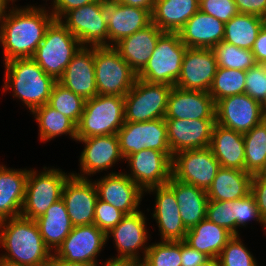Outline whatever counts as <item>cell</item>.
Wrapping results in <instances>:
<instances>
[{
    "label": "cell",
    "instance_id": "1",
    "mask_svg": "<svg viewBox=\"0 0 266 266\" xmlns=\"http://www.w3.org/2000/svg\"><path fill=\"white\" fill-rule=\"evenodd\" d=\"M54 20L53 14L45 6L27 5L8 9L7 15L0 21L4 62L15 58H32Z\"/></svg>",
    "mask_w": 266,
    "mask_h": 266
},
{
    "label": "cell",
    "instance_id": "2",
    "mask_svg": "<svg viewBox=\"0 0 266 266\" xmlns=\"http://www.w3.org/2000/svg\"><path fill=\"white\" fill-rule=\"evenodd\" d=\"M0 245V266H46L53 254L36 221L22 216L0 222Z\"/></svg>",
    "mask_w": 266,
    "mask_h": 266
},
{
    "label": "cell",
    "instance_id": "3",
    "mask_svg": "<svg viewBox=\"0 0 266 266\" xmlns=\"http://www.w3.org/2000/svg\"><path fill=\"white\" fill-rule=\"evenodd\" d=\"M4 64L6 72L3 92L12 89L13 97L20 99L30 112L49 102L57 81L32 58H15Z\"/></svg>",
    "mask_w": 266,
    "mask_h": 266
},
{
    "label": "cell",
    "instance_id": "4",
    "mask_svg": "<svg viewBox=\"0 0 266 266\" xmlns=\"http://www.w3.org/2000/svg\"><path fill=\"white\" fill-rule=\"evenodd\" d=\"M124 122V97L98 94L85 102L77 124V139L117 134Z\"/></svg>",
    "mask_w": 266,
    "mask_h": 266
},
{
    "label": "cell",
    "instance_id": "5",
    "mask_svg": "<svg viewBox=\"0 0 266 266\" xmlns=\"http://www.w3.org/2000/svg\"><path fill=\"white\" fill-rule=\"evenodd\" d=\"M81 47L80 41L59 20H54L47 28L32 59L58 81Z\"/></svg>",
    "mask_w": 266,
    "mask_h": 266
},
{
    "label": "cell",
    "instance_id": "6",
    "mask_svg": "<svg viewBox=\"0 0 266 266\" xmlns=\"http://www.w3.org/2000/svg\"><path fill=\"white\" fill-rule=\"evenodd\" d=\"M41 172L29 170L21 216L36 220L46 210L62 198V191L67 179L72 175L59 168L43 167Z\"/></svg>",
    "mask_w": 266,
    "mask_h": 266
},
{
    "label": "cell",
    "instance_id": "7",
    "mask_svg": "<svg viewBox=\"0 0 266 266\" xmlns=\"http://www.w3.org/2000/svg\"><path fill=\"white\" fill-rule=\"evenodd\" d=\"M186 50L178 33L164 32L137 78L147 83L175 86Z\"/></svg>",
    "mask_w": 266,
    "mask_h": 266
},
{
    "label": "cell",
    "instance_id": "8",
    "mask_svg": "<svg viewBox=\"0 0 266 266\" xmlns=\"http://www.w3.org/2000/svg\"><path fill=\"white\" fill-rule=\"evenodd\" d=\"M94 67L100 95L124 97L137 79V73L113 46H94Z\"/></svg>",
    "mask_w": 266,
    "mask_h": 266
},
{
    "label": "cell",
    "instance_id": "9",
    "mask_svg": "<svg viewBox=\"0 0 266 266\" xmlns=\"http://www.w3.org/2000/svg\"><path fill=\"white\" fill-rule=\"evenodd\" d=\"M173 86L136 79L124 96L125 122H146L164 118Z\"/></svg>",
    "mask_w": 266,
    "mask_h": 266
},
{
    "label": "cell",
    "instance_id": "10",
    "mask_svg": "<svg viewBox=\"0 0 266 266\" xmlns=\"http://www.w3.org/2000/svg\"><path fill=\"white\" fill-rule=\"evenodd\" d=\"M59 21L80 41L82 46H108L106 0L72 9Z\"/></svg>",
    "mask_w": 266,
    "mask_h": 266
},
{
    "label": "cell",
    "instance_id": "11",
    "mask_svg": "<svg viewBox=\"0 0 266 266\" xmlns=\"http://www.w3.org/2000/svg\"><path fill=\"white\" fill-rule=\"evenodd\" d=\"M220 168L210 147L179 151L172 157V177L205 191Z\"/></svg>",
    "mask_w": 266,
    "mask_h": 266
},
{
    "label": "cell",
    "instance_id": "12",
    "mask_svg": "<svg viewBox=\"0 0 266 266\" xmlns=\"http://www.w3.org/2000/svg\"><path fill=\"white\" fill-rule=\"evenodd\" d=\"M146 216L142 211L125 215L120 223L112 228L107 234V241L112 236L117 250V256L107 259L111 263H123L142 261L149 248L147 244L148 231L146 226ZM139 250L143 253L140 258Z\"/></svg>",
    "mask_w": 266,
    "mask_h": 266
},
{
    "label": "cell",
    "instance_id": "13",
    "mask_svg": "<svg viewBox=\"0 0 266 266\" xmlns=\"http://www.w3.org/2000/svg\"><path fill=\"white\" fill-rule=\"evenodd\" d=\"M117 137L125 159L144 149L171 152L164 118L146 122H124Z\"/></svg>",
    "mask_w": 266,
    "mask_h": 266
},
{
    "label": "cell",
    "instance_id": "14",
    "mask_svg": "<svg viewBox=\"0 0 266 266\" xmlns=\"http://www.w3.org/2000/svg\"><path fill=\"white\" fill-rule=\"evenodd\" d=\"M172 152L144 149L129 155L125 162L130 169L126 175L144 192L149 188L166 184L172 177Z\"/></svg>",
    "mask_w": 266,
    "mask_h": 266
},
{
    "label": "cell",
    "instance_id": "15",
    "mask_svg": "<svg viewBox=\"0 0 266 266\" xmlns=\"http://www.w3.org/2000/svg\"><path fill=\"white\" fill-rule=\"evenodd\" d=\"M215 106L216 123L243 134L264 120L261 103L245 93L225 97Z\"/></svg>",
    "mask_w": 266,
    "mask_h": 266
},
{
    "label": "cell",
    "instance_id": "16",
    "mask_svg": "<svg viewBox=\"0 0 266 266\" xmlns=\"http://www.w3.org/2000/svg\"><path fill=\"white\" fill-rule=\"evenodd\" d=\"M106 242V233L95 224L73 226L69 235L53 254L68 262L97 264L96 257Z\"/></svg>",
    "mask_w": 266,
    "mask_h": 266
},
{
    "label": "cell",
    "instance_id": "17",
    "mask_svg": "<svg viewBox=\"0 0 266 266\" xmlns=\"http://www.w3.org/2000/svg\"><path fill=\"white\" fill-rule=\"evenodd\" d=\"M85 144L80 154V174L71 173L79 178H88L93 174L112 168L118 162L125 160L121 154L117 134L76 139ZM114 164V165H113Z\"/></svg>",
    "mask_w": 266,
    "mask_h": 266
},
{
    "label": "cell",
    "instance_id": "18",
    "mask_svg": "<svg viewBox=\"0 0 266 266\" xmlns=\"http://www.w3.org/2000/svg\"><path fill=\"white\" fill-rule=\"evenodd\" d=\"M98 199L109 203L125 215L138 212L144 191L126 173L110 172L94 181Z\"/></svg>",
    "mask_w": 266,
    "mask_h": 266
},
{
    "label": "cell",
    "instance_id": "19",
    "mask_svg": "<svg viewBox=\"0 0 266 266\" xmlns=\"http://www.w3.org/2000/svg\"><path fill=\"white\" fill-rule=\"evenodd\" d=\"M217 67L211 49L187 48L175 86L184 90L208 92Z\"/></svg>",
    "mask_w": 266,
    "mask_h": 266
},
{
    "label": "cell",
    "instance_id": "20",
    "mask_svg": "<svg viewBox=\"0 0 266 266\" xmlns=\"http://www.w3.org/2000/svg\"><path fill=\"white\" fill-rule=\"evenodd\" d=\"M98 194L94 182L71 175L64 184L62 200L73 226L94 224Z\"/></svg>",
    "mask_w": 266,
    "mask_h": 266
},
{
    "label": "cell",
    "instance_id": "21",
    "mask_svg": "<svg viewBox=\"0 0 266 266\" xmlns=\"http://www.w3.org/2000/svg\"><path fill=\"white\" fill-rule=\"evenodd\" d=\"M216 106L208 92L184 90L173 86L164 119L215 120Z\"/></svg>",
    "mask_w": 266,
    "mask_h": 266
},
{
    "label": "cell",
    "instance_id": "22",
    "mask_svg": "<svg viewBox=\"0 0 266 266\" xmlns=\"http://www.w3.org/2000/svg\"><path fill=\"white\" fill-rule=\"evenodd\" d=\"M145 192L155 193V206L151 214L159 227L161 241H183L185 240L187 229L185 228L181 216L178 201L173 190L167 185H160L149 188Z\"/></svg>",
    "mask_w": 266,
    "mask_h": 266
},
{
    "label": "cell",
    "instance_id": "23",
    "mask_svg": "<svg viewBox=\"0 0 266 266\" xmlns=\"http://www.w3.org/2000/svg\"><path fill=\"white\" fill-rule=\"evenodd\" d=\"M172 154L183 150L210 147L216 120L164 119Z\"/></svg>",
    "mask_w": 266,
    "mask_h": 266
},
{
    "label": "cell",
    "instance_id": "24",
    "mask_svg": "<svg viewBox=\"0 0 266 266\" xmlns=\"http://www.w3.org/2000/svg\"><path fill=\"white\" fill-rule=\"evenodd\" d=\"M108 46L126 38L152 23L151 12L139 7L127 6L114 0H106Z\"/></svg>",
    "mask_w": 266,
    "mask_h": 266
},
{
    "label": "cell",
    "instance_id": "25",
    "mask_svg": "<svg viewBox=\"0 0 266 266\" xmlns=\"http://www.w3.org/2000/svg\"><path fill=\"white\" fill-rule=\"evenodd\" d=\"M58 82L85 100L98 95L95 82L94 47L82 46Z\"/></svg>",
    "mask_w": 266,
    "mask_h": 266
},
{
    "label": "cell",
    "instance_id": "26",
    "mask_svg": "<svg viewBox=\"0 0 266 266\" xmlns=\"http://www.w3.org/2000/svg\"><path fill=\"white\" fill-rule=\"evenodd\" d=\"M225 23L198 10L177 32L187 48L212 49L223 41Z\"/></svg>",
    "mask_w": 266,
    "mask_h": 266
},
{
    "label": "cell",
    "instance_id": "27",
    "mask_svg": "<svg viewBox=\"0 0 266 266\" xmlns=\"http://www.w3.org/2000/svg\"><path fill=\"white\" fill-rule=\"evenodd\" d=\"M163 33L157 25L151 23L140 31L123 38L113 47L138 74L147 64Z\"/></svg>",
    "mask_w": 266,
    "mask_h": 266
},
{
    "label": "cell",
    "instance_id": "28",
    "mask_svg": "<svg viewBox=\"0 0 266 266\" xmlns=\"http://www.w3.org/2000/svg\"><path fill=\"white\" fill-rule=\"evenodd\" d=\"M28 173L0 165V222L21 216Z\"/></svg>",
    "mask_w": 266,
    "mask_h": 266
},
{
    "label": "cell",
    "instance_id": "29",
    "mask_svg": "<svg viewBox=\"0 0 266 266\" xmlns=\"http://www.w3.org/2000/svg\"><path fill=\"white\" fill-rule=\"evenodd\" d=\"M210 148L221 167L245 171V145L243 133L215 123Z\"/></svg>",
    "mask_w": 266,
    "mask_h": 266
},
{
    "label": "cell",
    "instance_id": "30",
    "mask_svg": "<svg viewBox=\"0 0 266 266\" xmlns=\"http://www.w3.org/2000/svg\"><path fill=\"white\" fill-rule=\"evenodd\" d=\"M174 192L181 220L187 230L206 218L208 195L205 190L171 177L166 183Z\"/></svg>",
    "mask_w": 266,
    "mask_h": 266
},
{
    "label": "cell",
    "instance_id": "31",
    "mask_svg": "<svg viewBox=\"0 0 266 266\" xmlns=\"http://www.w3.org/2000/svg\"><path fill=\"white\" fill-rule=\"evenodd\" d=\"M253 175L235 168L221 167L206 191L212 201H234L251 193Z\"/></svg>",
    "mask_w": 266,
    "mask_h": 266
},
{
    "label": "cell",
    "instance_id": "32",
    "mask_svg": "<svg viewBox=\"0 0 266 266\" xmlns=\"http://www.w3.org/2000/svg\"><path fill=\"white\" fill-rule=\"evenodd\" d=\"M233 236L226 228L205 218L187 231L184 241L210 259H217Z\"/></svg>",
    "mask_w": 266,
    "mask_h": 266
},
{
    "label": "cell",
    "instance_id": "33",
    "mask_svg": "<svg viewBox=\"0 0 266 266\" xmlns=\"http://www.w3.org/2000/svg\"><path fill=\"white\" fill-rule=\"evenodd\" d=\"M199 10V0H156L152 23L163 32L177 33Z\"/></svg>",
    "mask_w": 266,
    "mask_h": 266
},
{
    "label": "cell",
    "instance_id": "34",
    "mask_svg": "<svg viewBox=\"0 0 266 266\" xmlns=\"http://www.w3.org/2000/svg\"><path fill=\"white\" fill-rule=\"evenodd\" d=\"M45 245L55 252L73 229L62 198L53 203L45 214L35 220ZM53 250V251H52Z\"/></svg>",
    "mask_w": 266,
    "mask_h": 266
},
{
    "label": "cell",
    "instance_id": "35",
    "mask_svg": "<svg viewBox=\"0 0 266 266\" xmlns=\"http://www.w3.org/2000/svg\"><path fill=\"white\" fill-rule=\"evenodd\" d=\"M38 126L39 138L42 142L66 134L77 139V125L67 116L52 108L48 103L35 108L32 112Z\"/></svg>",
    "mask_w": 266,
    "mask_h": 266
},
{
    "label": "cell",
    "instance_id": "36",
    "mask_svg": "<svg viewBox=\"0 0 266 266\" xmlns=\"http://www.w3.org/2000/svg\"><path fill=\"white\" fill-rule=\"evenodd\" d=\"M261 28L262 21L260 16L238 13L225 23L223 41L238 48L252 50Z\"/></svg>",
    "mask_w": 266,
    "mask_h": 266
},
{
    "label": "cell",
    "instance_id": "37",
    "mask_svg": "<svg viewBox=\"0 0 266 266\" xmlns=\"http://www.w3.org/2000/svg\"><path fill=\"white\" fill-rule=\"evenodd\" d=\"M245 145V172L260 174L266 161V120L243 134Z\"/></svg>",
    "mask_w": 266,
    "mask_h": 266
},
{
    "label": "cell",
    "instance_id": "38",
    "mask_svg": "<svg viewBox=\"0 0 266 266\" xmlns=\"http://www.w3.org/2000/svg\"><path fill=\"white\" fill-rule=\"evenodd\" d=\"M246 71L217 67L208 91L215 104L228 96L245 93Z\"/></svg>",
    "mask_w": 266,
    "mask_h": 266
},
{
    "label": "cell",
    "instance_id": "39",
    "mask_svg": "<svg viewBox=\"0 0 266 266\" xmlns=\"http://www.w3.org/2000/svg\"><path fill=\"white\" fill-rule=\"evenodd\" d=\"M86 100L61 85L58 81L53 86L48 104L70 118L76 125L84 111Z\"/></svg>",
    "mask_w": 266,
    "mask_h": 266
},
{
    "label": "cell",
    "instance_id": "40",
    "mask_svg": "<svg viewBox=\"0 0 266 266\" xmlns=\"http://www.w3.org/2000/svg\"><path fill=\"white\" fill-rule=\"evenodd\" d=\"M211 50L218 67L247 71L256 64L252 50L238 48L225 41H221Z\"/></svg>",
    "mask_w": 266,
    "mask_h": 266
},
{
    "label": "cell",
    "instance_id": "41",
    "mask_svg": "<svg viewBox=\"0 0 266 266\" xmlns=\"http://www.w3.org/2000/svg\"><path fill=\"white\" fill-rule=\"evenodd\" d=\"M142 261L146 266H181V241H161L149 245Z\"/></svg>",
    "mask_w": 266,
    "mask_h": 266
},
{
    "label": "cell",
    "instance_id": "42",
    "mask_svg": "<svg viewBox=\"0 0 266 266\" xmlns=\"http://www.w3.org/2000/svg\"><path fill=\"white\" fill-rule=\"evenodd\" d=\"M240 239V235H234L227 242L217 258L219 266H258L256 259Z\"/></svg>",
    "mask_w": 266,
    "mask_h": 266
},
{
    "label": "cell",
    "instance_id": "43",
    "mask_svg": "<svg viewBox=\"0 0 266 266\" xmlns=\"http://www.w3.org/2000/svg\"><path fill=\"white\" fill-rule=\"evenodd\" d=\"M206 218L236 235V205L234 201H212L207 204Z\"/></svg>",
    "mask_w": 266,
    "mask_h": 266
},
{
    "label": "cell",
    "instance_id": "44",
    "mask_svg": "<svg viewBox=\"0 0 266 266\" xmlns=\"http://www.w3.org/2000/svg\"><path fill=\"white\" fill-rule=\"evenodd\" d=\"M245 94L260 103L266 98V64H255L246 71Z\"/></svg>",
    "mask_w": 266,
    "mask_h": 266
},
{
    "label": "cell",
    "instance_id": "45",
    "mask_svg": "<svg viewBox=\"0 0 266 266\" xmlns=\"http://www.w3.org/2000/svg\"><path fill=\"white\" fill-rule=\"evenodd\" d=\"M236 205V235H239L238 228L245 227L252 219L261 223L266 230V223L261 218L256 200L252 193L247 196L235 200Z\"/></svg>",
    "mask_w": 266,
    "mask_h": 266
},
{
    "label": "cell",
    "instance_id": "46",
    "mask_svg": "<svg viewBox=\"0 0 266 266\" xmlns=\"http://www.w3.org/2000/svg\"><path fill=\"white\" fill-rule=\"evenodd\" d=\"M124 216L123 212L111 204L97 199L94 211V224L106 234L118 225Z\"/></svg>",
    "mask_w": 266,
    "mask_h": 266
},
{
    "label": "cell",
    "instance_id": "47",
    "mask_svg": "<svg viewBox=\"0 0 266 266\" xmlns=\"http://www.w3.org/2000/svg\"><path fill=\"white\" fill-rule=\"evenodd\" d=\"M199 10L224 23L239 13L234 0H199Z\"/></svg>",
    "mask_w": 266,
    "mask_h": 266
},
{
    "label": "cell",
    "instance_id": "48",
    "mask_svg": "<svg viewBox=\"0 0 266 266\" xmlns=\"http://www.w3.org/2000/svg\"><path fill=\"white\" fill-rule=\"evenodd\" d=\"M251 193L256 200L259 214L266 223V175H253Z\"/></svg>",
    "mask_w": 266,
    "mask_h": 266
},
{
    "label": "cell",
    "instance_id": "49",
    "mask_svg": "<svg viewBox=\"0 0 266 266\" xmlns=\"http://www.w3.org/2000/svg\"><path fill=\"white\" fill-rule=\"evenodd\" d=\"M209 260L203 252L192 248L184 240L181 241V266H201Z\"/></svg>",
    "mask_w": 266,
    "mask_h": 266
},
{
    "label": "cell",
    "instance_id": "50",
    "mask_svg": "<svg viewBox=\"0 0 266 266\" xmlns=\"http://www.w3.org/2000/svg\"><path fill=\"white\" fill-rule=\"evenodd\" d=\"M101 1V0H55L50 9L55 20H61V18L70 10L80 8L84 5Z\"/></svg>",
    "mask_w": 266,
    "mask_h": 266
},
{
    "label": "cell",
    "instance_id": "51",
    "mask_svg": "<svg viewBox=\"0 0 266 266\" xmlns=\"http://www.w3.org/2000/svg\"><path fill=\"white\" fill-rule=\"evenodd\" d=\"M239 13L262 16L266 12V0H234Z\"/></svg>",
    "mask_w": 266,
    "mask_h": 266
},
{
    "label": "cell",
    "instance_id": "52",
    "mask_svg": "<svg viewBox=\"0 0 266 266\" xmlns=\"http://www.w3.org/2000/svg\"><path fill=\"white\" fill-rule=\"evenodd\" d=\"M252 53L256 64H266V29L261 28L254 42Z\"/></svg>",
    "mask_w": 266,
    "mask_h": 266
},
{
    "label": "cell",
    "instance_id": "53",
    "mask_svg": "<svg viewBox=\"0 0 266 266\" xmlns=\"http://www.w3.org/2000/svg\"><path fill=\"white\" fill-rule=\"evenodd\" d=\"M118 3L146 9L152 13L156 0H114Z\"/></svg>",
    "mask_w": 266,
    "mask_h": 266
},
{
    "label": "cell",
    "instance_id": "54",
    "mask_svg": "<svg viewBox=\"0 0 266 266\" xmlns=\"http://www.w3.org/2000/svg\"><path fill=\"white\" fill-rule=\"evenodd\" d=\"M46 266H99V265L94 263L68 262L63 259H59L54 254H52L50 261Z\"/></svg>",
    "mask_w": 266,
    "mask_h": 266
},
{
    "label": "cell",
    "instance_id": "55",
    "mask_svg": "<svg viewBox=\"0 0 266 266\" xmlns=\"http://www.w3.org/2000/svg\"><path fill=\"white\" fill-rule=\"evenodd\" d=\"M10 1L14 2V0H0V21L7 15L8 11L6 9Z\"/></svg>",
    "mask_w": 266,
    "mask_h": 266
},
{
    "label": "cell",
    "instance_id": "56",
    "mask_svg": "<svg viewBox=\"0 0 266 266\" xmlns=\"http://www.w3.org/2000/svg\"><path fill=\"white\" fill-rule=\"evenodd\" d=\"M123 266H146L143 261L123 262Z\"/></svg>",
    "mask_w": 266,
    "mask_h": 266
},
{
    "label": "cell",
    "instance_id": "57",
    "mask_svg": "<svg viewBox=\"0 0 266 266\" xmlns=\"http://www.w3.org/2000/svg\"><path fill=\"white\" fill-rule=\"evenodd\" d=\"M201 266H219V263L217 259H210L208 262Z\"/></svg>",
    "mask_w": 266,
    "mask_h": 266
},
{
    "label": "cell",
    "instance_id": "58",
    "mask_svg": "<svg viewBox=\"0 0 266 266\" xmlns=\"http://www.w3.org/2000/svg\"><path fill=\"white\" fill-rule=\"evenodd\" d=\"M261 109H262L263 118L264 120H266V98L261 103Z\"/></svg>",
    "mask_w": 266,
    "mask_h": 266
},
{
    "label": "cell",
    "instance_id": "59",
    "mask_svg": "<svg viewBox=\"0 0 266 266\" xmlns=\"http://www.w3.org/2000/svg\"><path fill=\"white\" fill-rule=\"evenodd\" d=\"M105 262L101 266H123V263H111V262H107V261H105Z\"/></svg>",
    "mask_w": 266,
    "mask_h": 266
},
{
    "label": "cell",
    "instance_id": "60",
    "mask_svg": "<svg viewBox=\"0 0 266 266\" xmlns=\"http://www.w3.org/2000/svg\"><path fill=\"white\" fill-rule=\"evenodd\" d=\"M262 28L266 29V12L261 16Z\"/></svg>",
    "mask_w": 266,
    "mask_h": 266
},
{
    "label": "cell",
    "instance_id": "61",
    "mask_svg": "<svg viewBox=\"0 0 266 266\" xmlns=\"http://www.w3.org/2000/svg\"><path fill=\"white\" fill-rule=\"evenodd\" d=\"M260 174H262V175H266V161H265L264 170H263Z\"/></svg>",
    "mask_w": 266,
    "mask_h": 266
}]
</instances>
